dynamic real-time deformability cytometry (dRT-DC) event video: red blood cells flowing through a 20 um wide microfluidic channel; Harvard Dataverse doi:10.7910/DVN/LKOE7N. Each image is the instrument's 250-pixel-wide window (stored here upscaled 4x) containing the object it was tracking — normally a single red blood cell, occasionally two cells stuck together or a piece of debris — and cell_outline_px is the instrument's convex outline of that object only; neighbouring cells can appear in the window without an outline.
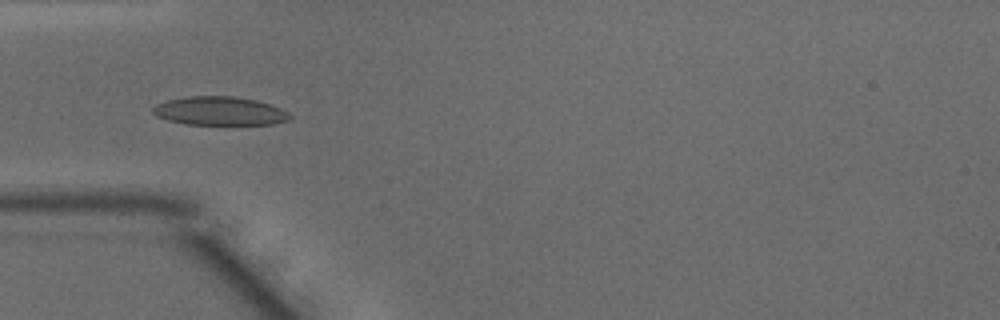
{"species": "common noctule bat (a hibernating species)", "species_latin": "Nyctalus noctula", "temperature_condition": "warm", "stored_images_in_passage": 35, "camera_frame_rate_fps": 3000, "um_per_image_px": 0.085, "animal": {"sex": "male", "body_mass_g": 15.6}, "frame": {"image": 1, "passage_image": 1, "time_ms": 0.0, "image_size_px": [1000, 320], "cell_outline_px": [[292, 116], [288, 120], [272, 124], [188, 124], [168, 120], [156, 116], [152, 112], [152, 108], [156, 104], [168, 100], [188, 96], [232, 96], [256, 100], [280, 108], [288, 112]], "centroid_in_image_um": [18.65, 9.43], "position_along_channel_um": 66.3, "area_um2": 22.66}}
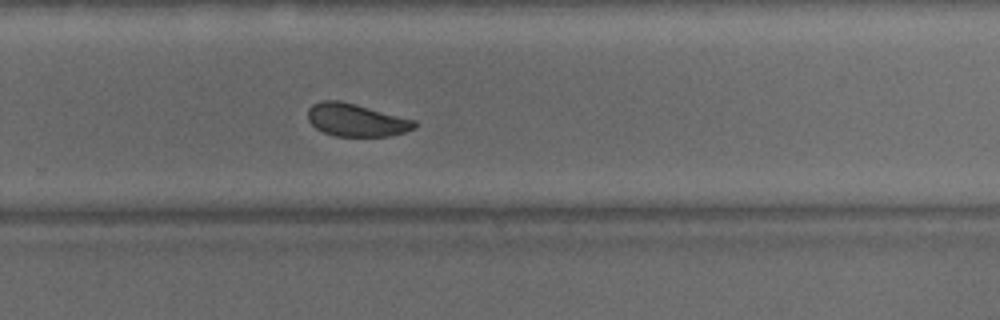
{"frame": {"image": 2, "passage_image": 18, "time_ms": 5.667, "image_size_px": [1000, 320], "cell_outline_px": [[416, 128], [404, 132], [388, 136], [336, 136], [324, 132], [316, 128], [308, 120], [308, 108], [312, 104], [320, 100], [340, 100], [356, 104], [416, 120]], "centroid_in_image_um": [30.27, 10.19], "position_along_channel_um": 299.5, "area_um2": 20.4}}
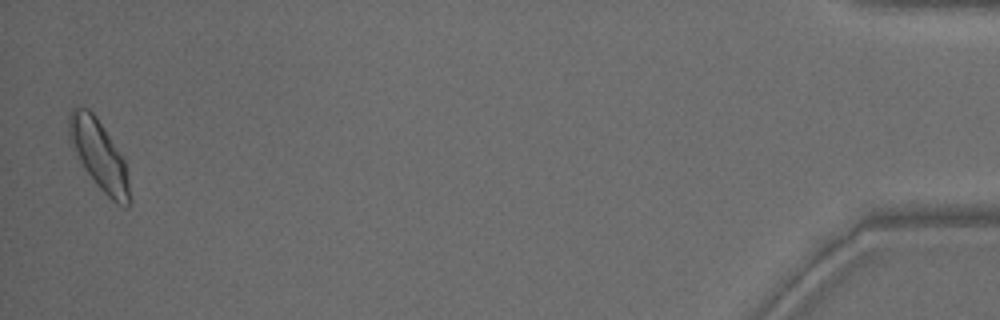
{"frame": {"image": 3, "passage_image": 34, "time_ms": 11.0, "image_size_px": [1000, 320], "cell_outline_px": [[128, 208], [116, 204], [96, 184], [80, 160], [72, 144], [68, 132], [68, 112], [72, 108], [88, 108], [96, 116], [124, 160], [128, 180]], "centroid_in_image_um": [8.39, 13.14], "position_along_channel_um": 426.8, "area_um2": 23.58}, "authors_computed_cell_mechanics": {"area_um2": 21.2704, "velocity_mm_per_s": 4.1074, "shape_relaxation_time_tau1_ms": 2.9309, "shape_relaxation_time_tau2_ms": 1.7533, "deformation_change_tau1": 0.1041, "deformation_change_tau2": 0.0642}}